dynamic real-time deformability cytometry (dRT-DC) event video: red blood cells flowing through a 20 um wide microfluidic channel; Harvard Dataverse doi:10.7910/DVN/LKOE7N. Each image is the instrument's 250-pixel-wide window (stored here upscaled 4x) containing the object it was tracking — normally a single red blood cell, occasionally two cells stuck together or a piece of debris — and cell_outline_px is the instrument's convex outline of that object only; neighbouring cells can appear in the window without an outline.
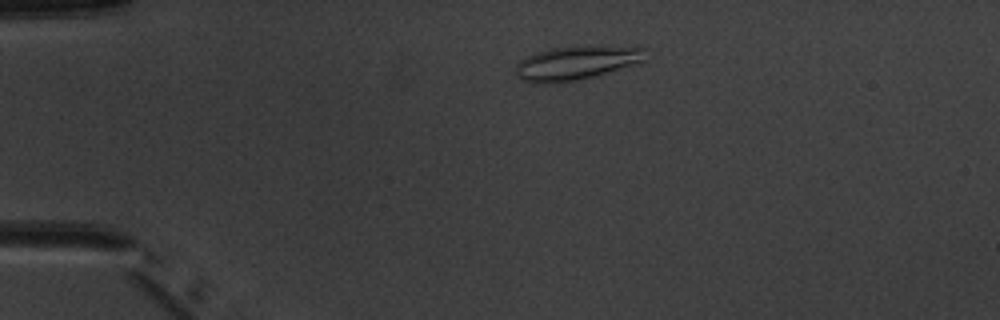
{"species": "common noctule bat (a hibernating species)", "species_latin": "Nyctalus noctula", "temperature_condition": "warm", "stored_images_in_passage": 4, "camera_frame_rate_fps": 3000, "um_per_image_px": 0.085, "animal": {"sex": "male", "body_mass_g": 20.1, "forearm_length_mm": 53.5}, "frame": {"image": 1, "passage_image": 3, "time_ms": 2.667, "image_size_px": [1000, 320], "cell_outline_px": [[648, 48], [644, 60], [636, 64], [580, 80], [552, 84], [536, 84], [520, 80], [516, 76], [516, 64], [524, 56], [536, 52], [552, 48]], "centroid_in_image_um": [48.87, 5.41], "position_along_channel_um": 36.1, "area_um2": 25.09}}